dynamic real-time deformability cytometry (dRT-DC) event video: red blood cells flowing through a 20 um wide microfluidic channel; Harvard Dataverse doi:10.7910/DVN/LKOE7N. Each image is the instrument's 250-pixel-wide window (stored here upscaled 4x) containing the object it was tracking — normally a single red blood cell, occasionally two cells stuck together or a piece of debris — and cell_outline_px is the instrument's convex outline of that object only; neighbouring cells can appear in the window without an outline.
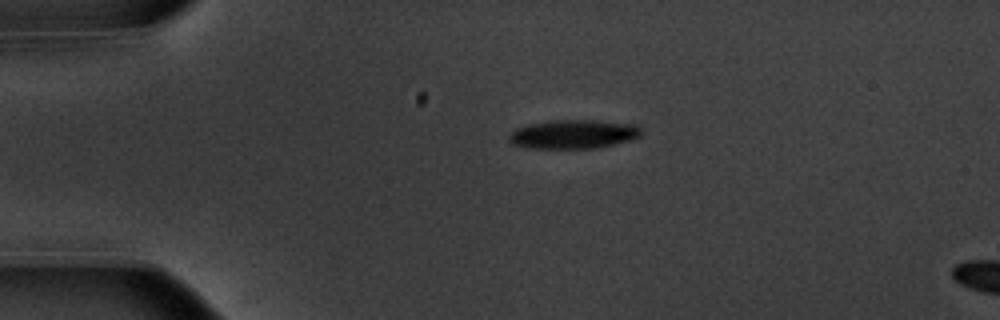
{"species": "common noctule bat (a hibernating species)", "species_latin": "Nyctalus noctula", "temperature_condition": "warm", "stored_images_in_passage": 5, "camera_frame_rate_fps": 3000, "um_per_image_px": 0.085, "animal": {"sex": "male", "body_mass_g": 20.1, "forearm_length_mm": 53.5}, "frame": {"image": 1, "passage_image": 1, "time_ms": 0.0, "image_size_px": [1000, 320], "cell_outline_px": [[640, 136], [628, 140], [596, 148], [528, 148], [512, 144], [508, 140], [508, 136], [516, 128], [528, 124], [552, 120], [596, 120], [636, 124], [640, 128]], "centroid_in_image_um": [48.7, 11.4], "position_along_channel_um": 36.3, "area_um2": 22.2}}